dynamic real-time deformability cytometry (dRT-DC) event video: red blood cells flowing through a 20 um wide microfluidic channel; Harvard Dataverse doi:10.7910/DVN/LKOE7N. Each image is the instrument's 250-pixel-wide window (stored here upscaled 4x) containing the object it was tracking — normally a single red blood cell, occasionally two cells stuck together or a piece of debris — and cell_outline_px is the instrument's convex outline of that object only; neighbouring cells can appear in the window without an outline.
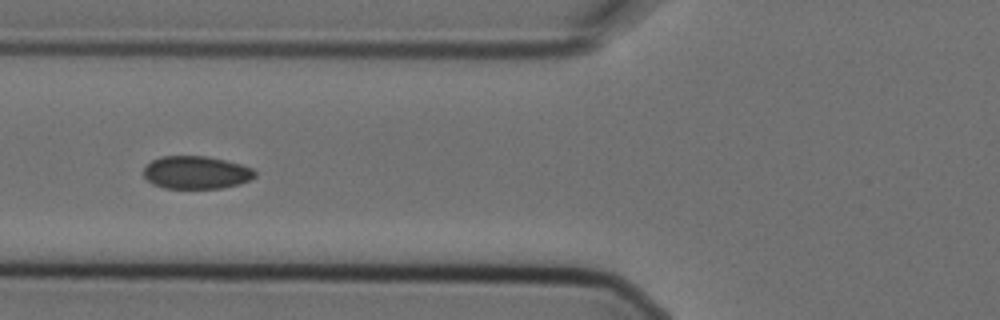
{"species": "Egyptian fruit bat (a non-hibernating species)", "species_latin": "Rousettus aegyptiacus", "temperature_condition": "cold", "stored_images_in_passage": 9, "camera_frame_rate_fps": 3000, "um_per_image_px": 0.085, "animal": {"sex": "female"}, "frame": {"image": 1, "passage_image": 6, "time_ms": 1.667, "image_size_px": [1000, 320], "cell_outline_px": [[256, 176], [240, 184], [220, 188], [164, 188], [152, 184], [144, 176], [144, 168], [152, 160], [160, 156], [204, 156], [224, 160], [240, 164], [252, 168], [256, 172]], "centroid_in_image_um": [16.66, 14.66], "position_along_channel_um": 109.1, "area_um2": 21.21}}
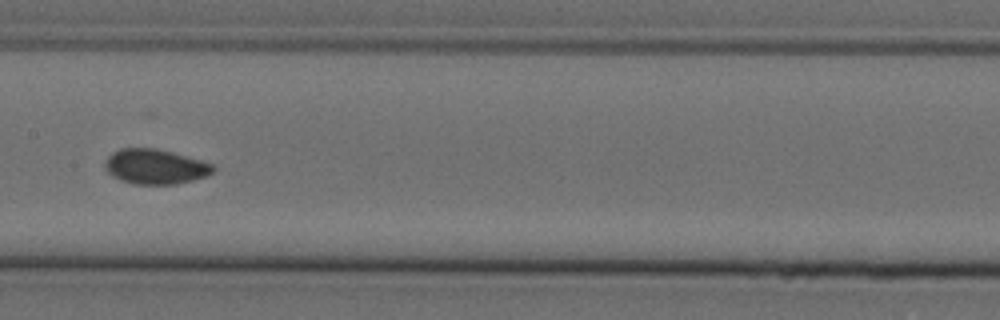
{"frame": {"image": 2, "passage_image": 8, "time_ms": 2.333, "image_size_px": [1000, 320], "cell_outline_px": [[216, 168], [212, 172], [204, 176], [192, 180], [176, 184], [132, 184], [120, 180], [112, 176], [104, 168], [104, 160], [112, 152], [120, 148], [156, 148], [172, 152], [216, 164]], "centroid_in_image_um": [13.17, 14.16], "position_along_channel_um": 194.2, "area_um2": 22.2}}
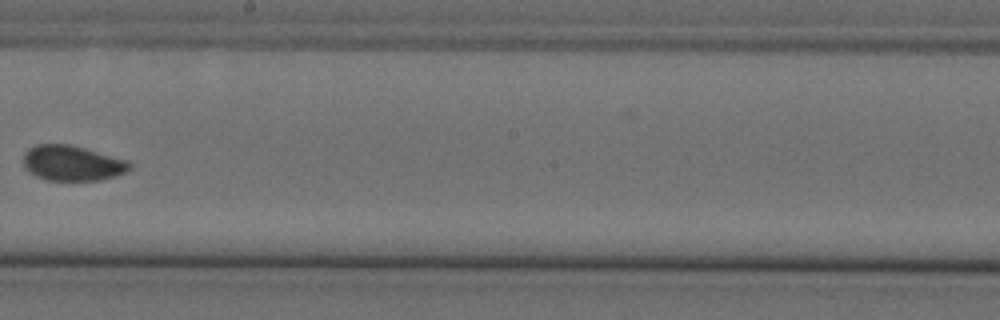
{"frame": {"image": 3, "passage_image": 9, "time_ms": 2.667, "image_size_px": [1000, 320], "cell_outline_px": [[132, 168], [116, 176], [100, 180], [44, 180], [36, 176], [24, 168], [24, 152], [28, 148], [36, 144], [72, 144], [128, 160], [132, 164]], "centroid_in_image_um": [6.14, 13.86], "position_along_channel_um": 242.1, "area_um2": 22.08}}